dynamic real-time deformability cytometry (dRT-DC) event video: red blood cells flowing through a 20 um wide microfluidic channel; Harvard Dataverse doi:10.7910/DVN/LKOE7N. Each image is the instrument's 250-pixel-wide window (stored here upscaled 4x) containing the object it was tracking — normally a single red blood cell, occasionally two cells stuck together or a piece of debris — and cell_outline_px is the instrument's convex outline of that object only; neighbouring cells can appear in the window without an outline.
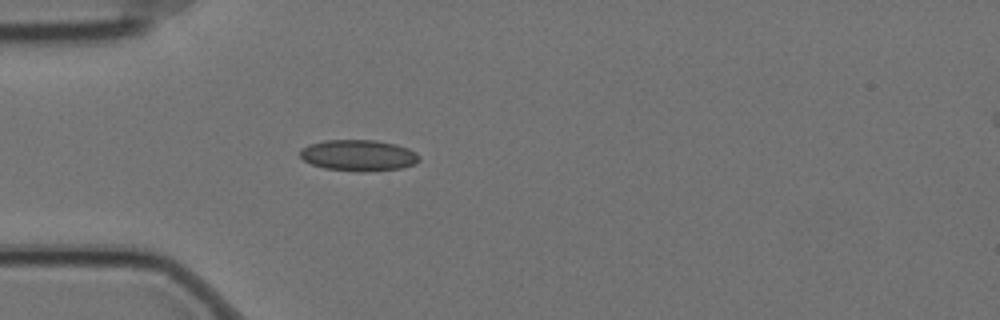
{"species": "Egyptian fruit bat (a non-hibernating species)", "species_latin": "Rousettus aegyptiacus", "temperature_condition": "cold", "stored_images_in_passage": 1, "camera_frame_rate_fps": 3000, "um_per_image_px": 0.085, "animal": {"sex": "female"}, "frame": {"image": 1, "passage_image": 1, "time_ms": 0.0, "image_size_px": [1000, 320], "cell_outline_px": [[420, 160], [412, 164], [400, 168], [364, 172], [324, 168], [312, 164], [304, 160], [300, 156], [300, 148], [308, 144], [324, 140], [376, 140], [396, 144], [408, 148], [416, 152], [420, 156]], "centroid_in_image_um": [30.46, 13.19], "position_along_channel_um": 54.5, "area_um2": 21.68}}